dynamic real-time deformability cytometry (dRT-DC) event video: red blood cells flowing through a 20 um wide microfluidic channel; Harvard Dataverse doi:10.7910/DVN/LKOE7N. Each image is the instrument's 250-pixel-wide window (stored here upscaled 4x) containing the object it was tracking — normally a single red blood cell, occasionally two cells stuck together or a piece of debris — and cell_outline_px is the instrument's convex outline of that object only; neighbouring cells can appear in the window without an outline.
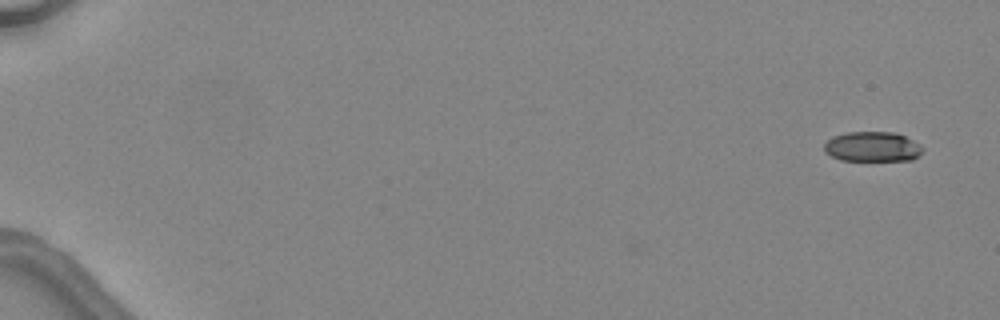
{"species": "common noctule bat (a hibernating species)", "species_latin": "Nyctalus noctula", "temperature_condition": "warm", "stored_images_in_passage": 2, "camera_frame_rate_fps": 3000, "um_per_image_px": 0.085, "animal": {"sex": "female", "body_mass_g": 24.6, "forearm_length_mm": 56.2}, "frame": {"image": 1, "passage_image": 2, "time_ms": 1.0, "image_size_px": [1000, 320], "cell_outline_px": [[924, 148], [912, 160], [840, 160], [824, 152], [824, 144], [832, 136], [848, 132], [896, 132], [920, 144]], "centroid_in_image_um": [74.13, 12.46], "position_along_channel_um": 10.9, "area_um2": 17.11}}